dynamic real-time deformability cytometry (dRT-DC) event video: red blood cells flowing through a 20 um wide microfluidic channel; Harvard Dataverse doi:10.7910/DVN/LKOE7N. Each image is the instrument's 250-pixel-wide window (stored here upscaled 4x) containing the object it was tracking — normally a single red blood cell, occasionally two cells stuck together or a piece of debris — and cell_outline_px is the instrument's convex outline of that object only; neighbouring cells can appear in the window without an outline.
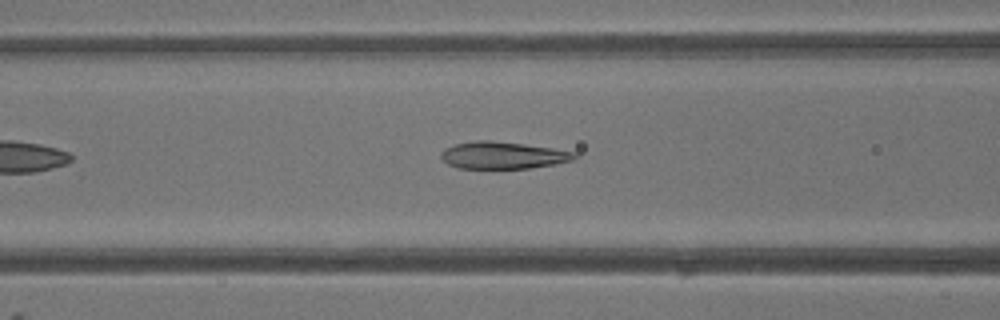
{"species": "common noctule bat (a hibernating species)", "species_latin": "Nyctalus noctula", "temperature_condition": "warm", "stored_images_in_passage": 5, "camera_frame_rate_fps": 3000, "um_per_image_px": 0.085, "animal": {"sex": "male", "body_mass_g": 13.3}, "frame": {"image": 1, "passage_image": 5, "time_ms": 5.0, "image_size_px": [1000, 320], "cell_outline_px": [[580, 156], [572, 160], [556, 164], [528, 168], [456, 168], [448, 164], [440, 156], [440, 152], [444, 148], [456, 144], [476, 140], [492, 140], [524, 144], [552, 148], [576, 152]], "centroid_in_image_um": [42.75, 13.19], "position_along_channel_um": 123.8, "area_um2": 21.15}}